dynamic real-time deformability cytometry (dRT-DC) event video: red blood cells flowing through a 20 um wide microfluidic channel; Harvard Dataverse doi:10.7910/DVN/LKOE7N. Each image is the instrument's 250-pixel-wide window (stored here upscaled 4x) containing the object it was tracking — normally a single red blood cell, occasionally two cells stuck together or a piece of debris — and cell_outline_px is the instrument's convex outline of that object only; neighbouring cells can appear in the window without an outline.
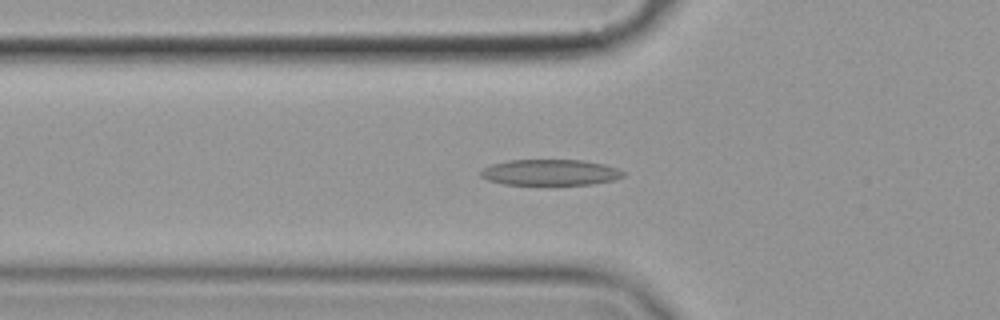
{"species": "common noctule bat (a hibernating species)", "species_latin": "Nyctalus noctula", "temperature_condition": "cold", "stored_images_in_passage": 40, "camera_frame_rate_fps": 3000, "um_per_image_px": 0.085, "animal": {"sex": "female", "body_mass_g": 19.9}, "frame": {"image": 1, "passage_image": 3, "time_ms": 0.667, "image_size_px": [1000, 320], "cell_outline_px": [[624, 176], [616, 180], [592, 184], [504, 184], [488, 180], [480, 176], [480, 172], [484, 168], [492, 164], [508, 160], [580, 160], [604, 164], [616, 168], [624, 172]], "centroid_in_image_um": [46.78, 14.65], "position_along_channel_um": 79.0, "area_um2": 21.39}}
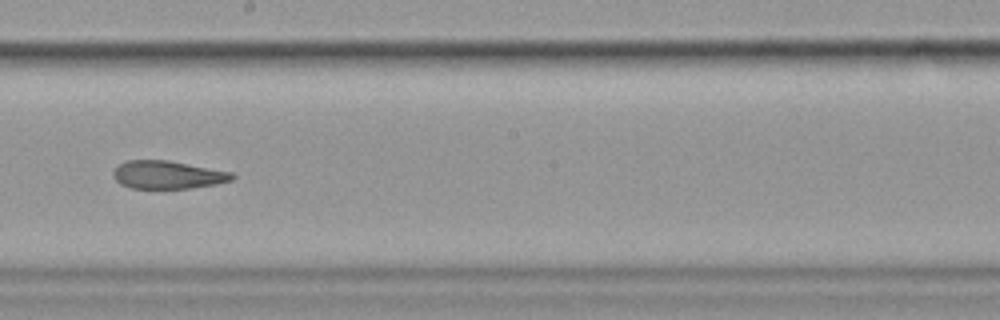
{"frame": {"image": 2, "passage_image": 16, "time_ms": 5.0, "image_size_px": [1000, 320], "cell_outline_px": [[236, 176], [232, 180], [216, 184], [188, 188], [132, 188], [120, 184], [112, 176], [112, 172], [120, 164], [128, 160], [168, 160], [232, 172]], "centroid_in_image_um": [14.25, 14.85], "position_along_channel_um": 234.0, "area_um2": 19.31}}
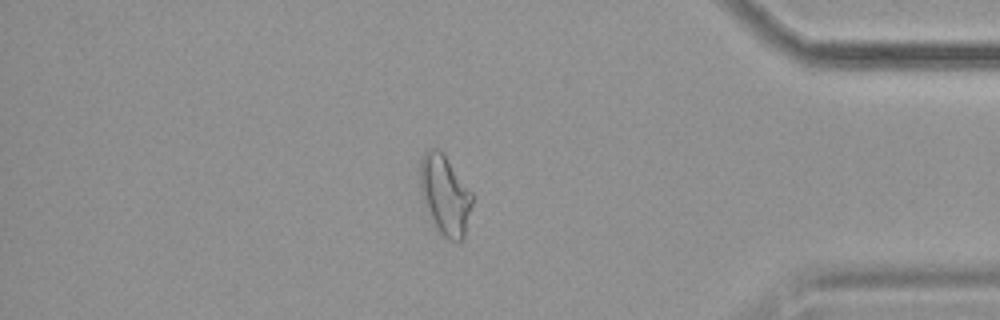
{"frame": {"image": 3, "passage_image": 32, "time_ms": 10.333, "image_size_px": [1000, 320], "cell_outline_px": [[472, 204], [464, 236], [460, 240], [448, 240], [440, 232], [424, 200], [420, 188], [420, 160], [424, 152], [428, 148], [440, 148], [444, 152], [472, 192]], "centroid_in_image_um": [37.83, 16.47], "position_along_channel_um": 397.4, "area_um2": 23.81}, "authors_computed_cell_mechanics": {"area_um2": 20.9236, "velocity_mm_per_s": 3.5769, "shape_relaxation_time_tau1_ms": 6.0581, "shape_relaxation_time_tau2_ms": 3.7142, "deformation_change_tau1": 0.1699, "deformation_change_tau2": 0.1191}}